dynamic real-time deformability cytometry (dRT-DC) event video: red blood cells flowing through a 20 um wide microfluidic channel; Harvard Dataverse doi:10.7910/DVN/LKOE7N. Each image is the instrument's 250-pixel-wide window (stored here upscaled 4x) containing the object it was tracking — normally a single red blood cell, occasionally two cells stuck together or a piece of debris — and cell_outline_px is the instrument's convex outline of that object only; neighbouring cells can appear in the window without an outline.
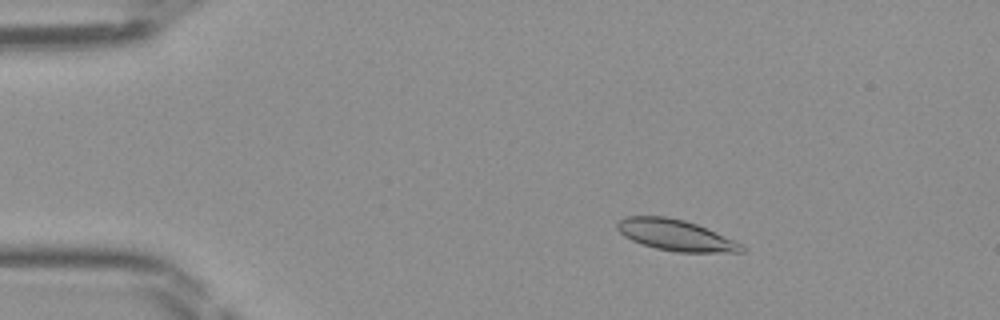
{"species": "Egyptian fruit bat (a non-hibernating species)", "species_latin": "Rousettus aegyptiacus", "temperature_condition": "room temperature", "stored_images_in_passage": 48, "camera_frame_rate_fps": 3000, "um_per_image_px": 0.085, "frame": {"image": 1, "passage_image": 8, "time_ms": 2.333, "image_size_px": [1000, 320], "cell_outline_px": [[744, 252], [676, 252], [656, 248], [632, 240], [624, 236], [616, 228], [616, 224], [620, 220], [628, 216], [668, 216], [684, 220], [696, 224], [736, 240], [744, 244]], "centroid_in_image_um": [57.46, 19.98], "position_along_channel_um": 27.5, "area_um2": 22.48}}
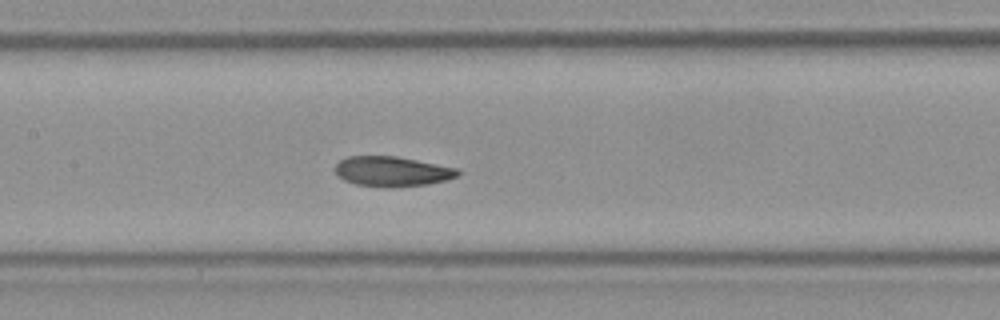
{"frame": {"image": 2, "passage_image": 23, "time_ms": 7.333, "image_size_px": [1000, 320], "cell_outline_px": [[460, 172], [456, 176], [448, 180], [428, 184], [388, 188], [356, 184], [344, 180], [336, 172], [336, 164], [340, 160], [348, 156], [396, 156], [460, 168]], "centroid_in_image_um": [33.37, 14.57], "position_along_channel_um": 174.0, "area_um2": 21.5}}
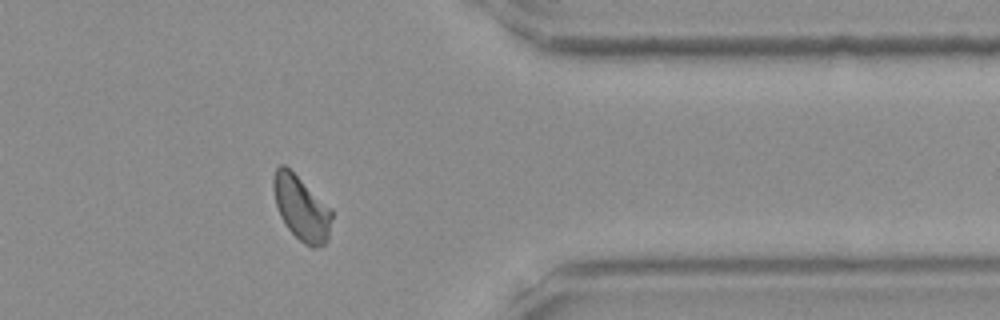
{"frame": {"image": 3, "passage_image": 39, "time_ms": 12.667, "image_size_px": [1000, 320], "cell_outline_px": [[332, 216], [328, 240], [324, 244], [316, 248], [312, 248], [304, 244], [288, 228], [280, 216], [276, 204], [272, 188], [272, 176], [276, 168], [280, 164], [284, 164], [332, 208]], "centroid_in_image_um": [25.61, 17.68], "position_along_channel_um": 385.8, "area_um2": 22.02}}